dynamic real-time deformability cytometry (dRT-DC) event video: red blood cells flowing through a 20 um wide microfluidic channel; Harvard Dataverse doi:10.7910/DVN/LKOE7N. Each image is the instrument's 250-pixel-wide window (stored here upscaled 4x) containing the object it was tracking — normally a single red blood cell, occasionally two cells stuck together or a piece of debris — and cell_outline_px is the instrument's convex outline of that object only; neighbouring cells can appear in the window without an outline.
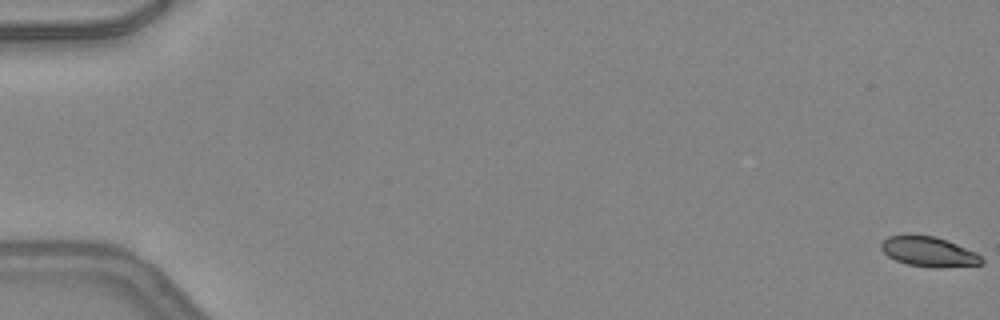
{"species": "common noctule bat (a hibernating species)", "species_latin": "Nyctalus noctula", "temperature_condition": "warm", "stored_images_in_passage": 8, "camera_frame_rate_fps": 3000, "um_per_image_px": 0.085, "animal": {"sex": "female", "body_mass_g": 24.6, "forearm_length_mm": 56.2}, "frame": {"image": 1, "passage_image": 1, "time_ms": 0.0, "image_size_px": [1000, 320], "cell_outline_px": [[984, 264], [944, 268], [932, 268], [908, 264], [896, 260], [888, 256], [880, 248], [880, 244], [888, 236], [908, 232], [912, 232], [936, 236], [976, 252], [984, 260]], "centroid_in_image_um": [78.92, 21.36], "position_along_channel_um": 6.1, "area_um2": 18.15}}